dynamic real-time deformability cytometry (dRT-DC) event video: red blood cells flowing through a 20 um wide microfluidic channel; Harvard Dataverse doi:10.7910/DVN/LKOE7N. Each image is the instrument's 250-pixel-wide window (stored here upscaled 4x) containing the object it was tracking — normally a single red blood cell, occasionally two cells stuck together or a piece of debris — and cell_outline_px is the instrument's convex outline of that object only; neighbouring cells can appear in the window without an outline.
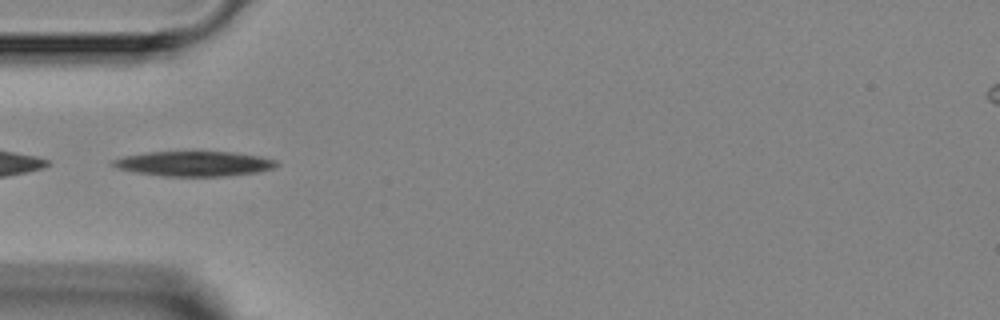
{"species": "Egyptian fruit bat (a non-hibernating species)", "species_latin": "Rousettus aegyptiacus", "temperature_condition": "room temperature", "stored_images_in_passage": 4, "camera_frame_rate_fps": 3000, "um_per_image_px": 0.085, "animal": {"sex": "female"}, "frame": {"image": 1, "passage_image": 3, "time_ms": 2.333, "image_size_px": [1000, 320], "cell_outline_px": [[280, 164], [276, 168], [256, 172], [224, 176], [164, 176], [136, 172], [120, 168], [112, 164], [112, 160], [124, 156], [148, 152], [232, 152], [260, 156], [276, 160]], "centroid_in_image_um": [16.56, 13.91], "position_along_channel_um": 68.4, "area_um2": 23.58}}
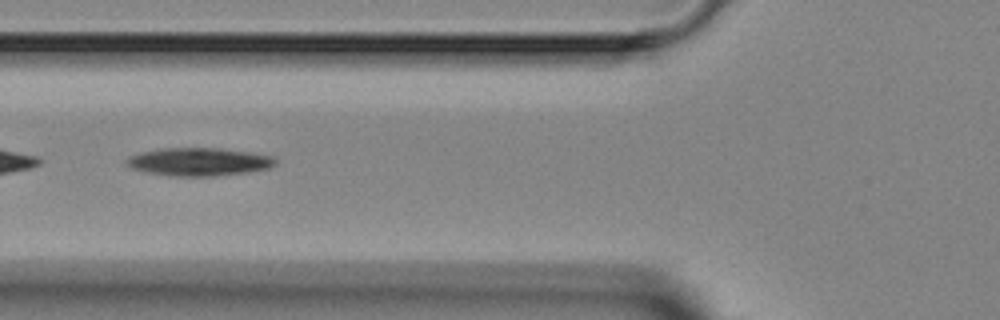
{"frame": {"image": 2, "passage_image": 4, "time_ms": 3.333, "image_size_px": [1000, 320], "cell_outline_px": [[276, 164], [268, 168], [248, 172], [212, 176], [176, 176], [144, 172], [132, 168], [124, 160], [128, 156], [140, 152], [160, 148], [220, 148], [248, 152], [272, 156], [276, 160]], "centroid_in_image_um": [16.87, 13.74], "position_along_channel_um": 108.9, "area_um2": 24.28}}